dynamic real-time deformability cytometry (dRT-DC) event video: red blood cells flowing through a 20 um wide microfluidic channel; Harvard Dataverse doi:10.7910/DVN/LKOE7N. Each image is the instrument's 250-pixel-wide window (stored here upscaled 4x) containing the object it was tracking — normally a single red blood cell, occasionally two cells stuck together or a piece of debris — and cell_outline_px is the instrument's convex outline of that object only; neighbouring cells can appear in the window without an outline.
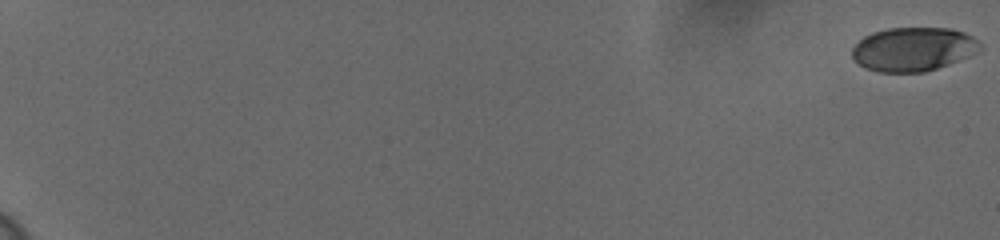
{"species": "human", "species_latin": "Homo sapiens", "temperature_condition": "cold", "stored_images_in_passage": 61, "camera_frame_rate_fps": 3000, "um_per_image_px": 0.085, "donor": {"sex": "female"}, "frame": {"image": 1, "passage_image": 1, "time_ms": 0.0, "image_size_px": [1000, 240], "cell_outline_px": [[984, 48], [980, 52], [948, 64], [924, 72], [880, 72], [864, 68], [852, 60], [852, 48], [864, 36], [872, 32], [888, 28], [952, 28], [964, 32], [980, 40]], "centroid_in_image_um": [77.66, 4.17], "position_along_channel_um": 7.3, "area_um2": 33.12}}
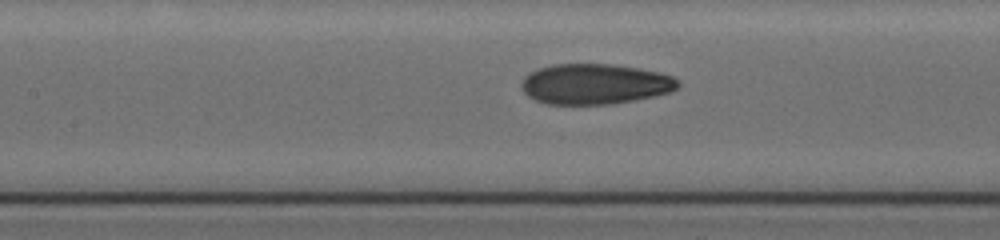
{"frame": {"image": 2, "passage_image": 33, "time_ms": 10.667, "image_size_px": [1000, 240], "cell_outline_px": [[680, 88], [672, 92], [632, 100], [608, 104], [548, 104], [536, 100], [528, 96], [520, 88], [520, 84], [524, 76], [528, 72], [552, 64], [612, 64], [640, 68], [660, 72], [672, 76], [680, 80]], "centroid_in_image_um": [50.58, 7.13], "position_along_channel_um": 156.8, "area_um2": 37.17}}
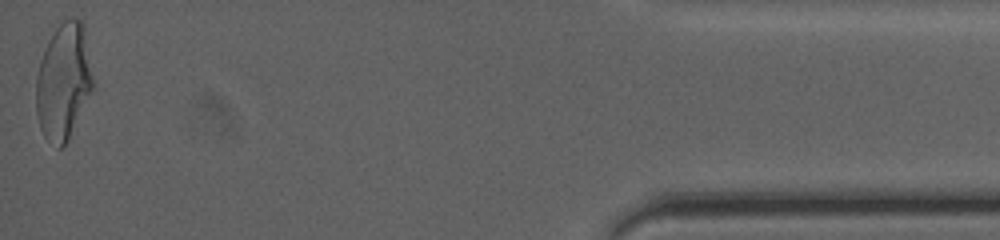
{"frame": {"image": 3, "passage_image": 61, "time_ms": 20.0, "image_size_px": [1000, 240], "cell_outline_px": [[92, 88], [68, 140], [60, 148], [56, 148], [44, 136], [40, 128], [36, 112], [36, 76], [40, 60], [48, 40], [56, 28], [64, 20], [72, 16], [80, 20], [84, 24], [92, 76]], "centroid_in_image_um": [5.37, 6.91], "position_along_channel_um": 429.8, "area_um2": 38.15}, "authors_computed_cell_mechanics": {"area_um2": 36.1828, "velocity_mm_per_s": 3.6459, "shape_relaxation_time_tau1_ms": 9.4586, "shape_relaxation_time_tau2_ms": 1.3384, "deformation_change_tau1": 0.2356, "deformation_change_tau2": 0.0733}}